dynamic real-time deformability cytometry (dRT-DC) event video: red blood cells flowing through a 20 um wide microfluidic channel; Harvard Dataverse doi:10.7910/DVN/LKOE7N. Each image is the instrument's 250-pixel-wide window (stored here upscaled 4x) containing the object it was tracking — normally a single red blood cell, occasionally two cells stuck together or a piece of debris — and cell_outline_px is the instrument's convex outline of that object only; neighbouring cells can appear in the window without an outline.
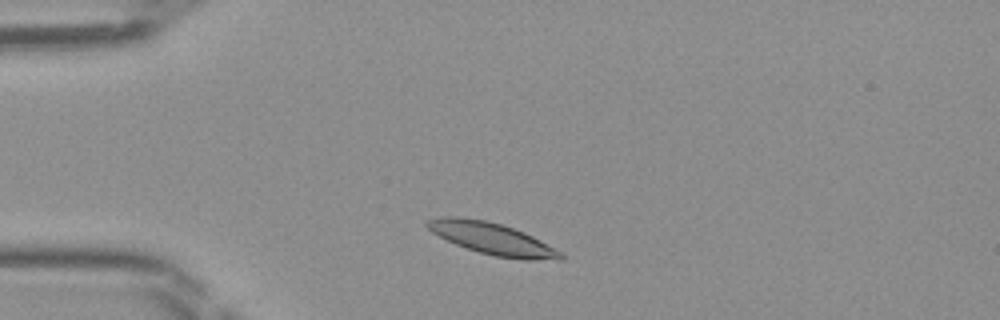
{"species": "Egyptian fruit bat (a non-hibernating species)", "species_latin": "Rousettus aegyptiacus", "temperature_condition": "room temperature", "stored_images_in_passage": 37, "camera_frame_rate_fps": 3000, "um_per_image_px": 0.085, "frame": {"image": 1, "passage_image": 1, "time_ms": 0.0, "image_size_px": [1000, 320], "cell_outline_px": [[564, 260], [524, 260], [496, 256], [480, 252], [456, 244], [432, 232], [424, 224], [428, 220], [440, 216], [456, 216], [484, 220], [500, 224], [524, 232], [532, 236], [560, 252], [564, 256]], "centroid_in_image_um": [41.83, 20.28], "position_along_channel_um": 43.2, "area_um2": 24.33}}
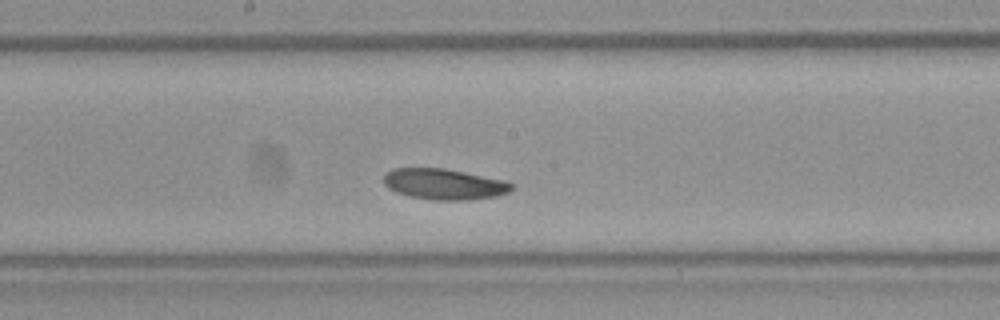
{"frame": {"image": 2, "passage_image": 15, "time_ms": 4.667, "image_size_px": [1000, 320], "cell_outline_px": [[512, 188], [508, 192], [496, 196], [468, 200], [436, 200], [412, 196], [396, 192], [388, 188], [384, 184], [384, 172], [392, 168], [444, 168], [504, 180], [512, 184]], "centroid_in_image_um": [37.71, 15.64], "position_along_channel_um": 210.5, "area_um2": 22.83}}
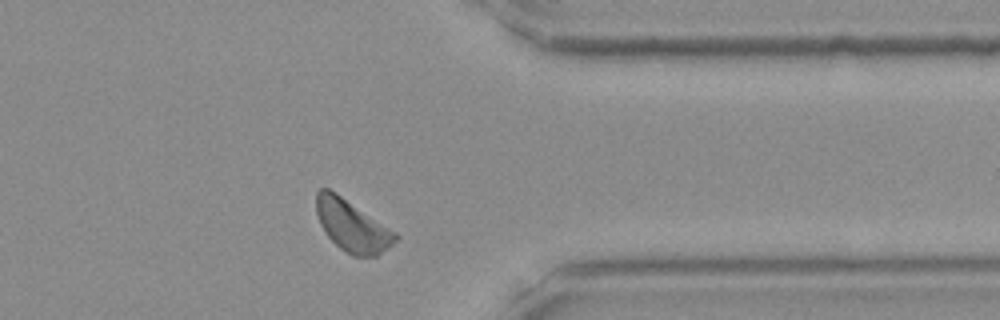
{"frame": {"image": 3, "passage_image": 28, "time_ms": 9.0, "image_size_px": [1000, 320], "cell_outline_px": [[400, 236], [388, 248], [376, 256], [352, 256], [340, 248], [328, 236], [320, 224], [316, 212], [316, 192], [320, 188], [328, 188], [336, 192], [396, 232]], "centroid_in_image_um": [29.92, 19.18], "position_along_channel_um": 381.5, "area_um2": 23.64}}